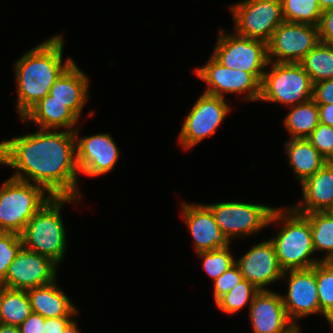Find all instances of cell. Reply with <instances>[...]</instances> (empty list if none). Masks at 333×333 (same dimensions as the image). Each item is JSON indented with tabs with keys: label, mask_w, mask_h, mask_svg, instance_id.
<instances>
[{
	"label": "cell",
	"mask_w": 333,
	"mask_h": 333,
	"mask_svg": "<svg viewBox=\"0 0 333 333\" xmlns=\"http://www.w3.org/2000/svg\"><path fill=\"white\" fill-rule=\"evenodd\" d=\"M312 99L317 104H333V79L313 84Z\"/></svg>",
	"instance_id": "cell-35"
},
{
	"label": "cell",
	"mask_w": 333,
	"mask_h": 333,
	"mask_svg": "<svg viewBox=\"0 0 333 333\" xmlns=\"http://www.w3.org/2000/svg\"><path fill=\"white\" fill-rule=\"evenodd\" d=\"M318 28L320 42L333 45V6L322 12Z\"/></svg>",
	"instance_id": "cell-36"
},
{
	"label": "cell",
	"mask_w": 333,
	"mask_h": 333,
	"mask_svg": "<svg viewBox=\"0 0 333 333\" xmlns=\"http://www.w3.org/2000/svg\"><path fill=\"white\" fill-rule=\"evenodd\" d=\"M184 221L195 242L196 253L230 246L229 238L220 230L206 204L182 203Z\"/></svg>",
	"instance_id": "cell-17"
},
{
	"label": "cell",
	"mask_w": 333,
	"mask_h": 333,
	"mask_svg": "<svg viewBox=\"0 0 333 333\" xmlns=\"http://www.w3.org/2000/svg\"><path fill=\"white\" fill-rule=\"evenodd\" d=\"M79 199L52 197L34 214L20 234L23 247L50 258L58 265L66 253L67 241L60 210L64 203H76Z\"/></svg>",
	"instance_id": "cell-4"
},
{
	"label": "cell",
	"mask_w": 333,
	"mask_h": 333,
	"mask_svg": "<svg viewBox=\"0 0 333 333\" xmlns=\"http://www.w3.org/2000/svg\"><path fill=\"white\" fill-rule=\"evenodd\" d=\"M243 279L253 284L257 289L268 290L265 287L281 280L284 270L280 267L271 240L255 244L240 258L235 260Z\"/></svg>",
	"instance_id": "cell-16"
},
{
	"label": "cell",
	"mask_w": 333,
	"mask_h": 333,
	"mask_svg": "<svg viewBox=\"0 0 333 333\" xmlns=\"http://www.w3.org/2000/svg\"><path fill=\"white\" fill-rule=\"evenodd\" d=\"M233 33L220 30L212 56L225 67L251 73L261 83L269 65L267 44Z\"/></svg>",
	"instance_id": "cell-7"
},
{
	"label": "cell",
	"mask_w": 333,
	"mask_h": 333,
	"mask_svg": "<svg viewBox=\"0 0 333 333\" xmlns=\"http://www.w3.org/2000/svg\"><path fill=\"white\" fill-rule=\"evenodd\" d=\"M299 64L311 77L313 84L333 79V45L319 41Z\"/></svg>",
	"instance_id": "cell-26"
},
{
	"label": "cell",
	"mask_w": 333,
	"mask_h": 333,
	"mask_svg": "<svg viewBox=\"0 0 333 333\" xmlns=\"http://www.w3.org/2000/svg\"><path fill=\"white\" fill-rule=\"evenodd\" d=\"M51 198L43 187L10 177L0 188V232L20 235Z\"/></svg>",
	"instance_id": "cell-5"
},
{
	"label": "cell",
	"mask_w": 333,
	"mask_h": 333,
	"mask_svg": "<svg viewBox=\"0 0 333 333\" xmlns=\"http://www.w3.org/2000/svg\"><path fill=\"white\" fill-rule=\"evenodd\" d=\"M60 333H79V328L77 327L76 321L74 320L67 328H65Z\"/></svg>",
	"instance_id": "cell-41"
},
{
	"label": "cell",
	"mask_w": 333,
	"mask_h": 333,
	"mask_svg": "<svg viewBox=\"0 0 333 333\" xmlns=\"http://www.w3.org/2000/svg\"><path fill=\"white\" fill-rule=\"evenodd\" d=\"M261 82L259 101L293 106L312 99L313 82L299 63L268 62Z\"/></svg>",
	"instance_id": "cell-6"
},
{
	"label": "cell",
	"mask_w": 333,
	"mask_h": 333,
	"mask_svg": "<svg viewBox=\"0 0 333 333\" xmlns=\"http://www.w3.org/2000/svg\"><path fill=\"white\" fill-rule=\"evenodd\" d=\"M288 333H301L299 325L292 328Z\"/></svg>",
	"instance_id": "cell-44"
},
{
	"label": "cell",
	"mask_w": 333,
	"mask_h": 333,
	"mask_svg": "<svg viewBox=\"0 0 333 333\" xmlns=\"http://www.w3.org/2000/svg\"><path fill=\"white\" fill-rule=\"evenodd\" d=\"M79 129L74 131L76 139V161L80 174L94 177L112 172L120 157V151L112 136L98 133L80 137Z\"/></svg>",
	"instance_id": "cell-15"
},
{
	"label": "cell",
	"mask_w": 333,
	"mask_h": 333,
	"mask_svg": "<svg viewBox=\"0 0 333 333\" xmlns=\"http://www.w3.org/2000/svg\"><path fill=\"white\" fill-rule=\"evenodd\" d=\"M318 4L322 12L333 6V0H318Z\"/></svg>",
	"instance_id": "cell-42"
},
{
	"label": "cell",
	"mask_w": 333,
	"mask_h": 333,
	"mask_svg": "<svg viewBox=\"0 0 333 333\" xmlns=\"http://www.w3.org/2000/svg\"><path fill=\"white\" fill-rule=\"evenodd\" d=\"M230 9L235 33L266 44L284 21L281 0H244Z\"/></svg>",
	"instance_id": "cell-8"
},
{
	"label": "cell",
	"mask_w": 333,
	"mask_h": 333,
	"mask_svg": "<svg viewBox=\"0 0 333 333\" xmlns=\"http://www.w3.org/2000/svg\"><path fill=\"white\" fill-rule=\"evenodd\" d=\"M32 312L44 318L74 316L78 313L69 297L56 285V280L48 285L26 290Z\"/></svg>",
	"instance_id": "cell-22"
},
{
	"label": "cell",
	"mask_w": 333,
	"mask_h": 333,
	"mask_svg": "<svg viewBox=\"0 0 333 333\" xmlns=\"http://www.w3.org/2000/svg\"><path fill=\"white\" fill-rule=\"evenodd\" d=\"M0 164L11 177L43 187L52 197L81 198L74 131L38 129L0 142Z\"/></svg>",
	"instance_id": "cell-1"
},
{
	"label": "cell",
	"mask_w": 333,
	"mask_h": 333,
	"mask_svg": "<svg viewBox=\"0 0 333 333\" xmlns=\"http://www.w3.org/2000/svg\"><path fill=\"white\" fill-rule=\"evenodd\" d=\"M194 70L195 75L208 84L204 93L225 98L227 93L246 92L245 100L260 99L261 83L251 73L225 67L213 56L204 66Z\"/></svg>",
	"instance_id": "cell-12"
},
{
	"label": "cell",
	"mask_w": 333,
	"mask_h": 333,
	"mask_svg": "<svg viewBox=\"0 0 333 333\" xmlns=\"http://www.w3.org/2000/svg\"><path fill=\"white\" fill-rule=\"evenodd\" d=\"M303 200L291 206L301 214L333 211V165L325 164L301 183Z\"/></svg>",
	"instance_id": "cell-19"
},
{
	"label": "cell",
	"mask_w": 333,
	"mask_h": 333,
	"mask_svg": "<svg viewBox=\"0 0 333 333\" xmlns=\"http://www.w3.org/2000/svg\"><path fill=\"white\" fill-rule=\"evenodd\" d=\"M291 111L284 118L285 129L290 139H307L319 124V109L311 99L307 102L289 106Z\"/></svg>",
	"instance_id": "cell-24"
},
{
	"label": "cell",
	"mask_w": 333,
	"mask_h": 333,
	"mask_svg": "<svg viewBox=\"0 0 333 333\" xmlns=\"http://www.w3.org/2000/svg\"><path fill=\"white\" fill-rule=\"evenodd\" d=\"M225 98L203 93L187 114L178 142L185 150L193 148L206 137L213 136L230 112Z\"/></svg>",
	"instance_id": "cell-10"
},
{
	"label": "cell",
	"mask_w": 333,
	"mask_h": 333,
	"mask_svg": "<svg viewBox=\"0 0 333 333\" xmlns=\"http://www.w3.org/2000/svg\"><path fill=\"white\" fill-rule=\"evenodd\" d=\"M282 278L288 279L287 294L286 296L281 295L283 304L287 317L295 326H298L297 320L302 317L321 314L316 283V265L309 269L286 270Z\"/></svg>",
	"instance_id": "cell-14"
},
{
	"label": "cell",
	"mask_w": 333,
	"mask_h": 333,
	"mask_svg": "<svg viewBox=\"0 0 333 333\" xmlns=\"http://www.w3.org/2000/svg\"><path fill=\"white\" fill-rule=\"evenodd\" d=\"M319 123L333 127V104H317Z\"/></svg>",
	"instance_id": "cell-39"
},
{
	"label": "cell",
	"mask_w": 333,
	"mask_h": 333,
	"mask_svg": "<svg viewBox=\"0 0 333 333\" xmlns=\"http://www.w3.org/2000/svg\"><path fill=\"white\" fill-rule=\"evenodd\" d=\"M63 37L54 35L26 52L15 62L17 110L22 117L49 94L60 75L74 62H62Z\"/></svg>",
	"instance_id": "cell-2"
},
{
	"label": "cell",
	"mask_w": 333,
	"mask_h": 333,
	"mask_svg": "<svg viewBox=\"0 0 333 333\" xmlns=\"http://www.w3.org/2000/svg\"><path fill=\"white\" fill-rule=\"evenodd\" d=\"M327 322L329 323V325H330L331 328L333 329V314H332V316L327 320Z\"/></svg>",
	"instance_id": "cell-45"
},
{
	"label": "cell",
	"mask_w": 333,
	"mask_h": 333,
	"mask_svg": "<svg viewBox=\"0 0 333 333\" xmlns=\"http://www.w3.org/2000/svg\"><path fill=\"white\" fill-rule=\"evenodd\" d=\"M319 41L318 27L283 21L267 43L268 62L299 63Z\"/></svg>",
	"instance_id": "cell-11"
},
{
	"label": "cell",
	"mask_w": 333,
	"mask_h": 333,
	"mask_svg": "<svg viewBox=\"0 0 333 333\" xmlns=\"http://www.w3.org/2000/svg\"><path fill=\"white\" fill-rule=\"evenodd\" d=\"M249 307L253 333H288L295 325L287 317L281 294L259 291Z\"/></svg>",
	"instance_id": "cell-18"
},
{
	"label": "cell",
	"mask_w": 333,
	"mask_h": 333,
	"mask_svg": "<svg viewBox=\"0 0 333 333\" xmlns=\"http://www.w3.org/2000/svg\"><path fill=\"white\" fill-rule=\"evenodd\" d=\"M20 333H44L45 318L32 312L19 326Z\"/></svg>",
	"instance_id": "cell-37"
},
{
	"label": "cell",
	"mask_w": 333,
	"mask_h": 333,
	"mask_svg": "<svg viewBox=\"0 0 333 333\" xmlns=\"http://www.w3.org/2000/svg\"><path fill=\"white\" fill-rule=\"evenodd\" d=\"M20 119L34 122L40 129L64 128L68 131H75L79 120L64 103L53 100L50 94L37 102Z\"/></svg>",
	"instance_id": "cell-21"
},
{
	"label": "cell",
	"mask_w": 333,
	"mask_h": 333,
	"mask_svg": "<svg viewBox=\"0 0 333 333\" xmlns=\"http://www.w3.org/2000/svg\"><path fill=\"white\" fill-rule=\"evenodd\" d=\"M220 230L231 241L242 238L268 226L274 207L244 202H220L207 205Z\"/></svg>",
	"instance_id": "cell-9"
},
{
	"label": "cell",
	"mask_w": 333,
	"mask_h": 333,
	"mask_svg": "<svg viewBox=\"0 0 333 333\" xmlns=\"http://www.w3.org/2000/svg\"><path fill=\"white\" fill-rule=\"evenodd\" d=\"M284 21L318 27L322 10L318 0H281Z\"/></svg>",
	"instance_id": "cell-28"
},
{
	"label": "cell",
	"mask_w": 333,
	"mask_h": 333,
	"mask_svg": "<svg viewBox=\"0 0 333 333\" xmlns=\"http://www.w3.org/2000/svg\"><path fill=\"white\" fill-rule=\"evenodd\" d=\"M316 283L321 314L328 320L333 314V268L326 261L316 264Z\"/></svg>",
	"instance_id": "cell-30"
},
{
	"label": "cell",
	"mask_w": 333,
	"mask_h": 333,
	"mask_svg": "<svg viewBox=\"0 0 333 333\" xmlns=\"http://www.w3.org/2000/svg\"><path fill=\"white\" fill-rule=\"evenodd\" d=\"M57 266L50 258L22 247L0 284L19 290L45 286L56 280Z\"/></svg>",
	"instance_id": "cell-13"
},
{
	"label": "cell",
	"mask_w": 333,
	"mask_h": 333,
	"mask_svg": "<svg viewBox=\"0 0 333 333\" xmlns=\"http://www.w3.org/2000/svg\"><path fill=\"white\" fill-rule=\"evenodd\" d=\"M72 316H61L57 318H45V332L44 333H60L67 328L74 320L70 319Z\"/></svg>",
	"instance_id": "cell-38"
},
{
	"label": "cell",
	"mask_w": 333,
	"mask_h": 333,
	"mask_svg": "<svg viewBox=\"0 0 333 333\" xmlns=\"http://www.w3.org/2000/svg\"><path fill=\"white\" fill-rule=\"evenodd\" d=\"M31 313L26 290L11 289L1 284L0 323L19 327Z\"/></svg>",
	"instance_id": "cell-25"
},
{
	"label": "cell",
	"mask_w": 333,
	"mask_h": 333,
	"mask_svg": "<svg viewBox=\"0 0 333 333\" xmlns=\"http://www.w3.org/2000/svg\"><path fill=\"white\" fill-rule=\"evenodd\" d=\"M310 222L315 253L325 251L322 261L333 255V211L304 214Z\"/></svg>",
	"instance_id": "cell-27"
},
{
	"label": "cell",
	"mask_w": 333,
	"mask_h": 333,
	"mask_svg": "<svg viewBox=\"0 0 333 333\" xmlns=\"http://www.w3.org/2000/svg\"><path fill=\"white\" fill-rule=\"evenodd\" d=\"M241 280L243 276L239 267L234 264L227 271L214 280V299L215 302L224 294L230 292Z\"/></svg>",
	"instance_id": "cell-34"
},
{
	"label": "cell",
	"mask_w": 333,
	"mask_h": 333,
	"mask_svg": "<svg viewBox=\"0 0 333 333\" xmlns=\"http://www.w3.org/2000/svg\"><path fill=\"white\" fill-rule=\"evenodd\" d=\"M282 223L277 236L271 238L280 267L286 270L309 269L321 259L315 253L309 219L292 207L275 208L268 225Z\"/></svg>",
	"instance_id": "cell-3"
},
{
	"label": "cell",
	"mask_w": 333,
	"mask_h": 333,
	"mask_svg": "<svg viewBox=\"0 0 333 333\" xmlns=\"http://www.w3.org/2000/svg\"><path fill=\"white\" fill-rule=\"evenodd\" d=\"M260 290L246 279L241 280L230 292L224 294L215 303L221 311L234 314L243 309L249 302H253L255 295Z\"/></svg>",
	"instance_id": "cell-29"
},
{
	"label": "cell",
	"mask_w": 333,
	"mask_h": 333,
	"mask_svg": "<svg viewBox=\"0 0 333 333\" xmlns=\"http://www.w3.org/2000/svg\"><path fill=\"white\" fill-rule=\"evenodd\" d=\"M89 79L73 62L50 88L53 100L64 103L79 119L88 100Z\"/></svg>",
	"instance_id": "cell-20"
},
{
	"label": "cell",
	"mask_w": 333,
	"mask_h": 333,
	"mask_svg": "<svg viewBox=\"0 0 333 333\" xmlns=\"http://www.w3.org/2000/svg\"><path fill=\"white\" fill-rule=\"evenodd\" d=\"M326 262L333 268V255Z\"/></svg>",
	"instance_id": "cell-46"
},
{
	"label": "cell",
	"mask_w": 333,
	"mask_h": 333,
	"mask_svg": "<svg viewBox=\"0 0 333 333\" xmlns=\"http://www.w3.org/2000/svg\"><path fill=\"white\" fill-rule=\"evenodd\" d=\"M326 164L333 165V151L331 154L326 158Z\"/></svg>",
	"instance_id": "cell-43"
},
{
	"label": "cell",
	"mask_w": 333,
	"mask_h": 333,
	"mask_svg": "<svg viewBox=\"0 0 333 333\" xmlns=\"http://www.w3.org/2000/svg\"><path fill=\"white\" fill-rule=\"evenodd\" d=\"M307 140L326 159L333 151V127L319 123Z\"/></svg>",
	"instance_id": "cell-33"
},
{
	"label": "cell",
	"mask_w": 333,
	"mask_h": 333,
	"mask_svg": "<svg viewBox=\"0 0 333 333\" xmlns=\"http://www.w3.org/2000/svg\"><path fill=\"white\" fill-rule=\"evenodd\" d=\"M289 164L302 183L325 164L326 159L307 139H289L286 143Z\"/></svg>",
	"instance_id": "cell-23"
},
{
	"label": "cell",
	"mask_w": 333,
	"mask_h": 333,
	"mask_svg": "<svg viewBox=\"0 0 333 333\" xmlns=\"http://www.w3.org/2000/svg\"><path fill=\"white\" fill-rule=\"evenodd\" d=\"M22 247L19 234L0 232V283L5 279L10 264Z\"/></svg>",
	"instance_id": "cell-32"
},
{
	"label": "cell",
	"mask_w": 333,
	"mask_h": 333,
	"mask_svg": "<svg viewBox=\"0 0 333 333\" xmlns=\"http://www.w3.org/2000/svg\"><path fill=\"white\" fill-rule=\"evenodd\" d=\"M0 333H20L19 327L0 323Z\"/></svg>",
	"instance_id": "cell-40"
},
{
	"label": "cell",
	"mask_w": 333,
	"mask_h": 333,
	"mask_svg": "<svg viewBox=\"0 0 333 333\" xmlns=\"http://www.w3.org/2000/svg\"><path fill=\"white\" fill-rule=\"evenodd\" d=\"M230 250L229 246L197 253V256L203 260V269L213 281L235 264L236 259L231 255Z\"/></svg>",
	"instance_id": "cell-31"
}]
</instances>
